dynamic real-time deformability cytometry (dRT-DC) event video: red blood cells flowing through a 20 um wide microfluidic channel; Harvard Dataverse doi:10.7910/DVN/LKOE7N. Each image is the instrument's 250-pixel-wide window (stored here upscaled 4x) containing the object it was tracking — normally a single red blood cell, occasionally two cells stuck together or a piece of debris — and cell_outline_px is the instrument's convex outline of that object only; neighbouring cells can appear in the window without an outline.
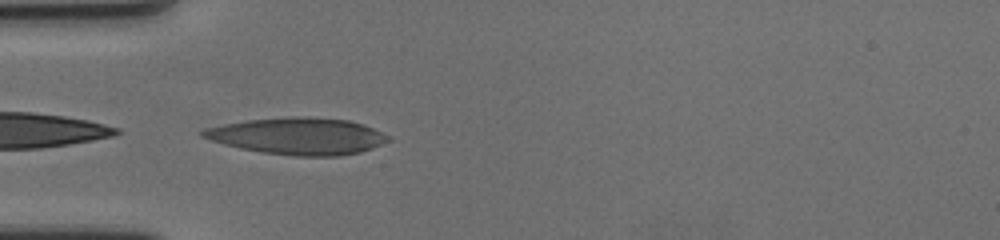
{"species": "human", "species_latin": "Homo sapiens", "temperature_condition": "cold", "stored_images_in_passage": 41, "camera_frame_rate_fps": 3000, "um_per_image_px": 0.085, "donor": {"sex": "female"}, "frame": {"image": 1, "passage_image": 1, "time_ms": 0.0, "image_size_px": [1000, 240], "cell_outline_px": [[392, 140], [372, 148], [360, 152], [340, 156], [296, 156], [260, 152], [240, 148], [224, 144], [200, 136], [200, 132], [204, 128], [224, 124], [248, 120], [292, 116], [304, 116], [348, 120], [364, 124], [388, 136]], "centroid_in_image_um": [25.33, 11.57], "position_along_channel_um": 59.7, "area_um2": 39.71}}
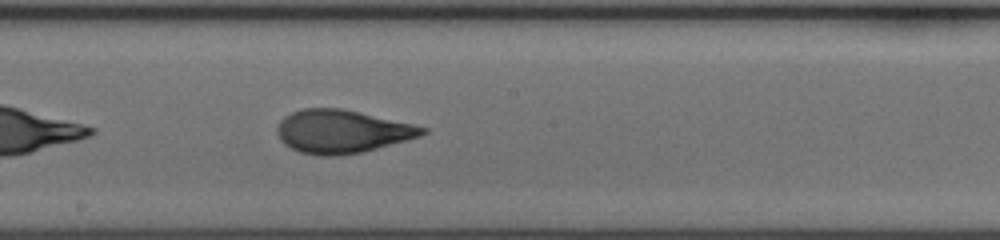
{"frame": {"image": 2, "passage_image": 15, "time_ms": 4.667, "image_size_px": [1000, 240], "cell_outline_px": [[428, 132], [420, 136], [364, 152], [336, 156], [320, 156], [300, 152], [284, 144], [280, 140], [276, 132], [276, 128], [280, 120], [284, 116], [300, 108], [344, 108], [412, 124], [428, 128]], "centroid_in_image_um": [29.04, 11.17], "position_along_channel_um": 219.2, "area_um2": 36.76}}
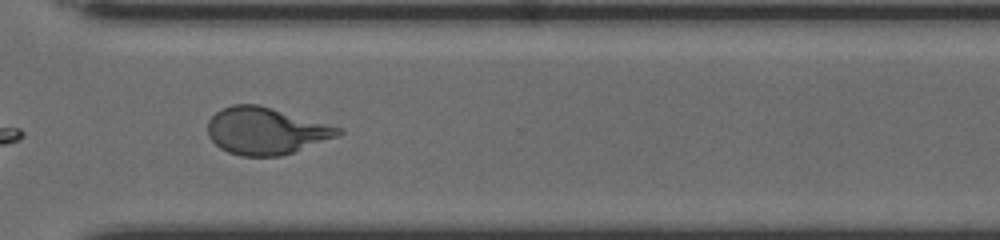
{"frame": {"image": 3, "passage_image": 26, "time_ms": 8.333, "image_size_px": [1000, 240], "cell_outline_px": [[344, 132], [336, 136], [292, 152], [280, 156], [240, 156], [228, 152], [220, 148], [208, 136], [208, 120], [220, 108], [232, 104], [256, 104], [344, 128]], "centroid_in_image_um": [22.56, 11.12], "position_along_channel_um": 348.0, "area_um2": 35.43}, "authors_computed_cell_mechanics": {"area_um2": 36.125, "velocity_mm_per_s": 3.505, "shape_relaxation_time_tau1_ms": 6.0651, "shape_relaxation_time_tau2_ms": 1.4511, "deformation_change_tau1": 0.2342, "deformation_change_tau2": 0.0797}}